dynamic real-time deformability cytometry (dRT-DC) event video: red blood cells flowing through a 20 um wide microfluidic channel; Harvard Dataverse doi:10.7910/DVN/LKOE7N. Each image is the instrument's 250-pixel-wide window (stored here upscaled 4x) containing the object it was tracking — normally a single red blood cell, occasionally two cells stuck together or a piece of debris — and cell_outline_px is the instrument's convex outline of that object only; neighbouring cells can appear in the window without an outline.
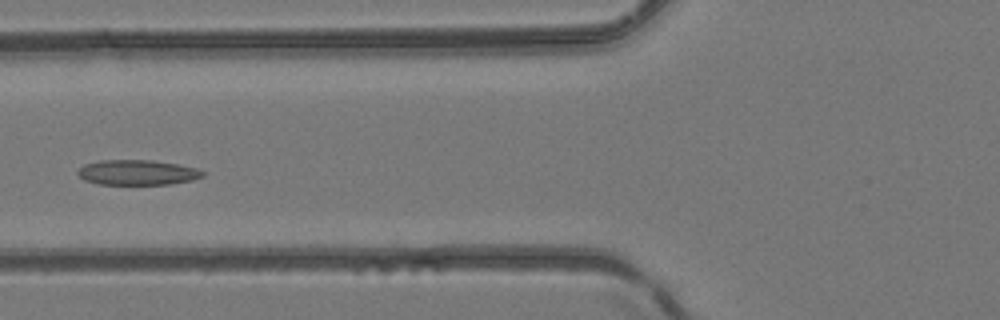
{"species": "common noctule bat (a hibernating species)", "species_latin": "Nyctalus noctula", "temperature_condition": "room temperature", "stored_images_in_passage": 5, "camera_frame_rate_fps": 3000, "um_per_image_px": 0.085, "animal": {"sex": "female", "body_mass_g": 24.6, "forearm_length_mm": 56.2}, "frame": {"image": 1, "passage_image": 5, "time_ms": 1.333, "image_size_px": [1000, 320], "cell_outline_px": [[204, 176], [192, 180], [168, 184], [100, 184], [84, 180], [76, 172], [84, 164], [100, 160], [152, 160], [176, 164], [196, 168], [204, 172]], "centroid_in_image_um": [11.66, 14.65], "position_along_channel_um": 114.1, "area_um2": 18.15}}